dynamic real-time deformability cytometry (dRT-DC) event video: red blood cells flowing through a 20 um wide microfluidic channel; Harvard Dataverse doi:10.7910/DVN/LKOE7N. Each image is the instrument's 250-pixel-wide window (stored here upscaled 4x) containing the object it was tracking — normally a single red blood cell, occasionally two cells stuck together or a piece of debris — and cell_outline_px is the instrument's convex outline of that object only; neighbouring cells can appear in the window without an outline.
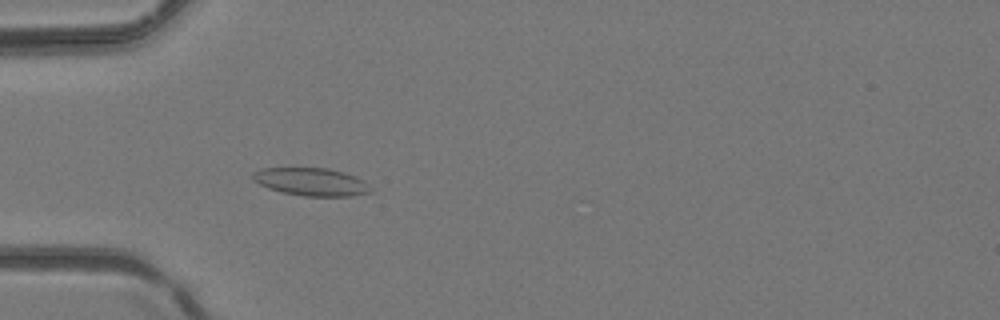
{"species": "common noctule bat (a hibernating species)", "species_latin": "Nyctalus noctula", "temperature_condition": "room temperature", "stored_images_in_passage": 42, "camera_frame_rate_fps": 3000, "um_per_image_px": 0.085, "animal": {"sex": "female", "body_mass_g": 24.6, "forearm_length_mm": 56.2}, "frame": {"image": 1, "passage_image": 14, "time_ms": 4.333, "image_size_px": [1000, 320], "cell_outline_px": [[372, 192], [352, 196], [304, 196], [280, 192], [268, 188], [252, 180], [252, 172], [260, 168], [328, 168], [344, 172], [364, 180], [372, 188]], "centroid_in_image_um": [26.45, 15.45], "position_along_channel_um": 58.5, "area_um2": 19.31}}
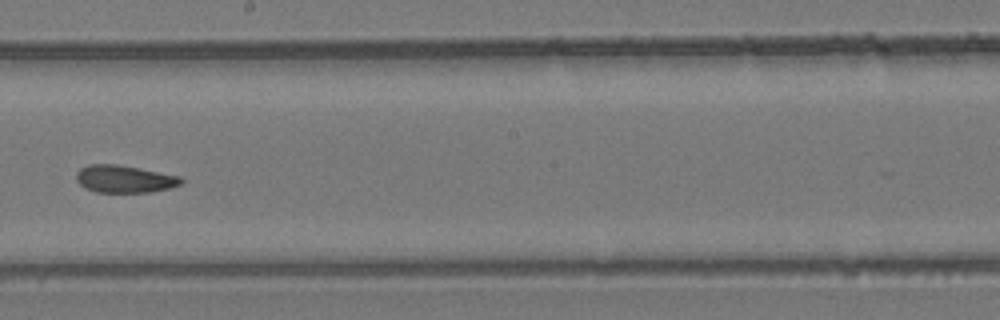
{"frame": {"image": 2, "passage_image": 25, "time_ms": 8.0, "image_size_px": [1000, 320], "cell_outline_px": [[184, 184], [168, 188], [148, 192], [96, 192], [84, 188], [76, 180], [76, 172], [80, 168], [88, 164], [116, 164], [140, 168], [180, 176], [184, 180]], "centroid_in_image_um": [10.57, 15.21], "position_along_channel_um": 237.6, "area_um2": 16.88}}
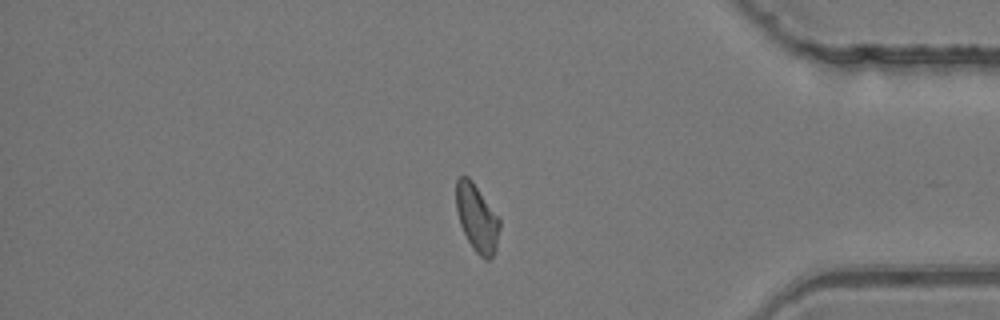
{"frame": {"image": 3, "passage_image": 36, "time_ms": 11.667, "image_size_px": [1000, 320], "cell_outline_px": [[500, 228], [496, 248], [492, 256], [488, 260], [484, 260], [476, 252], [468, 240], [460, 224], [456, 208], [456, 180], [460, 176], [468, 176], [472, 180], [500, 216]], "centroid_in_image_um": [40.56, 18.5], "position_along_channel_um": 394.6, "area_um2": 17.28}}